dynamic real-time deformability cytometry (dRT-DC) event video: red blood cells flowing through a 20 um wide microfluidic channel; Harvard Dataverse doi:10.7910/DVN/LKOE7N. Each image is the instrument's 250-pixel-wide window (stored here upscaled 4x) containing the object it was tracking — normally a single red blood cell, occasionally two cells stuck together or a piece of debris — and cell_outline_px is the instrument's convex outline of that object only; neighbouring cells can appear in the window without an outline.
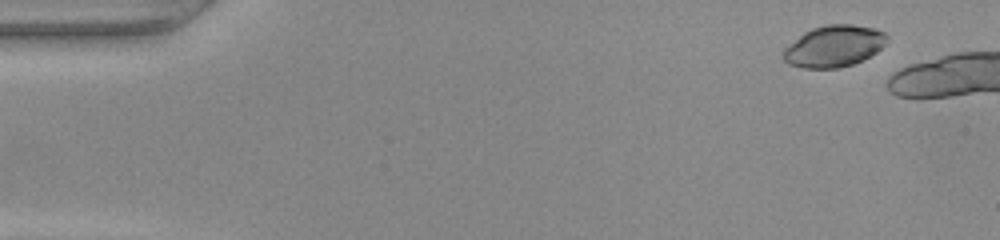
{"species": "common noctule bat (a hibernating species)", "species_latin": "Nyctalus noctula", "temperature_condition": "warm", "stored_images_in_passage": 8, "camera_frame_rate_fps": 3000, "um_per_image_px": 0.085, "animal": {"sex": "female", "body_mass_g": 22.0, "forearm_length_mm": 56.7}, "frame": {"image": 1, "passage_image": 4, "time_ms": 1.0, "image_size_px": [1000, 240], "cell_outline_px": [[888, 40], [876, 52], [852, 64], [840, 68], [804, 68], [788, 64], [780, 56], [784, 48], [804, 32], [812, 28], [828, 24], [852, 24], [876, 28], [884, 32], [888, 36]], "centroid_in_image_um": [70.86, 3.92], "position_along_channel_um": 14.1, "area_um2": 25.14}}